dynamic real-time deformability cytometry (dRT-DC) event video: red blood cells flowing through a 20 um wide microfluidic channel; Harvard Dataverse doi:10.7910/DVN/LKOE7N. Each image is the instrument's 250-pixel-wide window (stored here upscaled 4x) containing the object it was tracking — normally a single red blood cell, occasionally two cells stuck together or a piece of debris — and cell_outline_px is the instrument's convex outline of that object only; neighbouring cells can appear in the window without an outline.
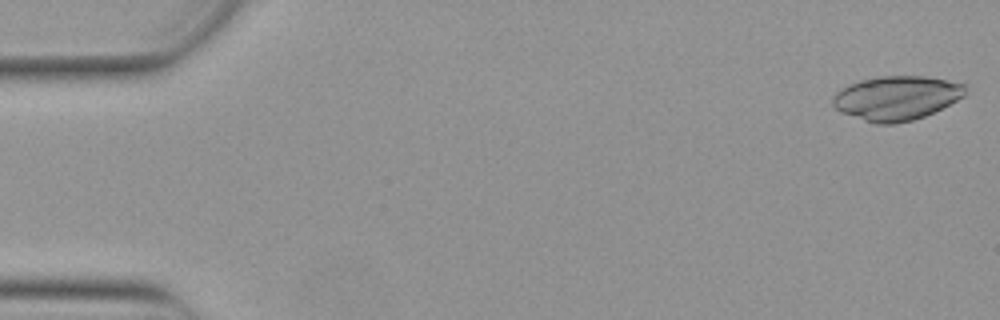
{"species": "Egyptian fruit bat (a non-hibernating species)", "species_latin": "Rousettus aegyptiacus", "temperature_condition": "warm", "stored_images_in_passage": 12, "camera_frame_rate_fps": 3000, "um_per_image_px": 0.085, "animal": {"sex": "female"}, "frame": {"image": 1, "passage_image": 1, "time_ms": 0.0, "image_size_px": [1000, 320], "cell_outline_px": [[968, 92], [964, 96], [924, 116], [912, 120], [896, 124], [876, 124], [840, 112], [832, 104], [832, 96], [840, 88], [848, 84], [860, 80], [880, 76], [928, 76], [968, 84]], "centroid_in_image_um": [76.2, 8.31], "position_along_channel_um": 8.8, "area_um2": 34.39}}